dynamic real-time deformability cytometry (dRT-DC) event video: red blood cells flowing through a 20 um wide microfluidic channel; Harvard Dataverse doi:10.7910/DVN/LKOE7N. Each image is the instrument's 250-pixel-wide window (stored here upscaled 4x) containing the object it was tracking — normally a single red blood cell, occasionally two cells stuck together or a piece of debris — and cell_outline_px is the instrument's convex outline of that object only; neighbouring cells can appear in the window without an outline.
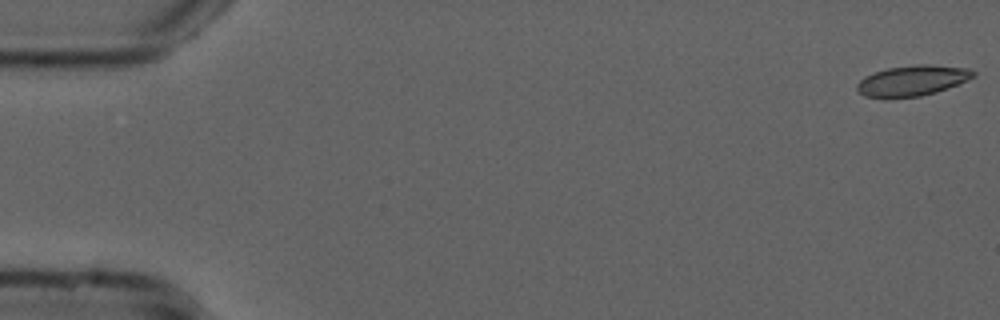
{"species": "common noctule bat (a hibernating species)", "species_latin": "Nyctalus noctula", "temperature_condition": "cold", "stored_images_in_passage": 19, "camera_frame_rate_fps": 3000, "um_per_image_px": 0.085, "animal": {"sex": "male", "forearm_length_mm": 52.5}, "frame": {"image": 1, "passage_image": 1, "time_ms": 0.0, "image_size_px": [1000, 320], "cell_outline_px": [[976, 76], [936, 92], [920, 96], [884, 100], [864, 96], [856, 88], [856, 84], [864, 76], [888, 68], [916, 64], [928, 64], [968, 68], [976, 72]], "centroid_in_image_um": [77.5, 6.87], "position_along_channel_um": 7.5, "area_um2": 20.98}}
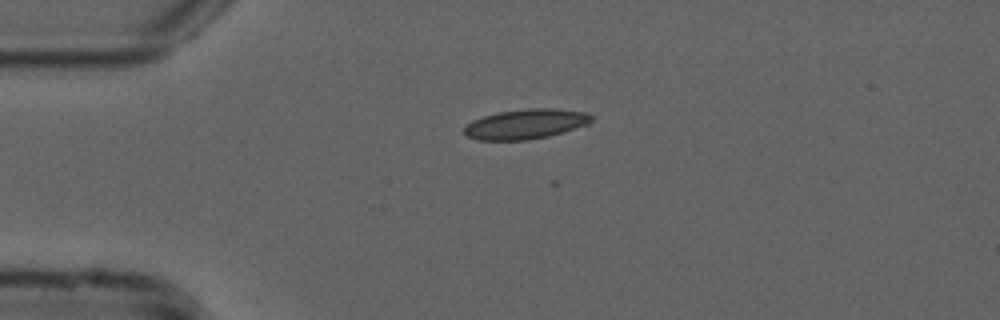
{"frame": {"image": 2, "passage_image": 13, "time_ms": 4.0, "image_size_px": [1000, 320], "cell_outline_px": [[596, 116], [588, 124], [564, 132], [548, 136], [528, 140], [476, 140], [464, 136], [464, 128], [472, 120], [484, 116], [500, 112], [528, 108], [556, 108], [584, 112]], "centroid_in_image_um": [44.7, 10.55], "position_along_channel_um": 40.3, "area_um2": 22.31}}